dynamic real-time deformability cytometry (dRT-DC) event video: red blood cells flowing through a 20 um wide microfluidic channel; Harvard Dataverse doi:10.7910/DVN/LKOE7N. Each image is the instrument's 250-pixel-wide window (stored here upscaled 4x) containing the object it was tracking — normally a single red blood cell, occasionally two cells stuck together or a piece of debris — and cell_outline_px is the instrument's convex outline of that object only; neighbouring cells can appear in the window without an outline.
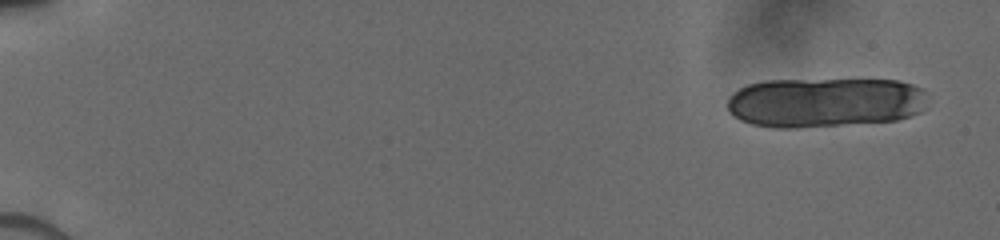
{"species": "human", "species_latin": "Homo sapiens", "temperature_condition": "cold", "stored_images_in_passage": 31, "camera_frame_rate_fps": 3000, "um_per_image_px": 0.085, "donor": {"sex": "male"}, "frame": {"image": 1, "passage_image": 1, "time_ms": 0.0, "image_size_px": [1000, 240], "cell_outline_px": [[928, 108], [920, 112], [896, 120], [796, 128], [772, 128], [752, 124], [740, 120], [728, 108], [728, 96], [732, 92], [748, 84], [764, 80], [900, 80], [924, 88]], "centroid_in_image_um": [70.14, 8.7], "position_along_channel_um": 14.9, "area_um2": 58.55}}
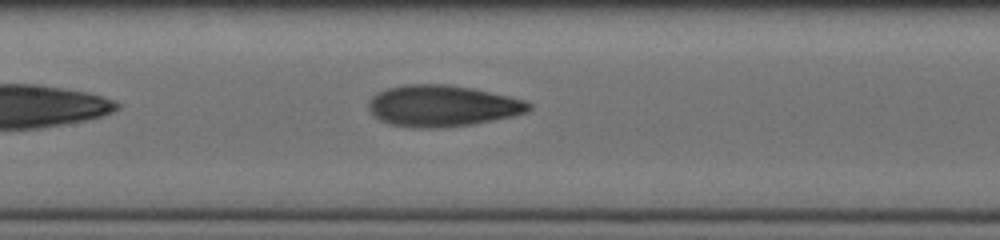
{"frame": {"image": 2, "passage_image": 19, "time_ms": 8.333, "image_size_px": [1000, 240], "cell_outline_px": [[532, 108], [528, 112], [512, 116], [472, 124], [436, 128], [416, 128], [388, 124], [380, 120], [368, 108], [368, 100], [376, 92], [388, 88], [404, 84], [448, 84], [472, 88], [508, 96], [524, 100], [532, 104]], "centroid_in_image_um": [37.57, 8.99], "position_along_channel_um": 169.8, "area_um2": 38.67}}
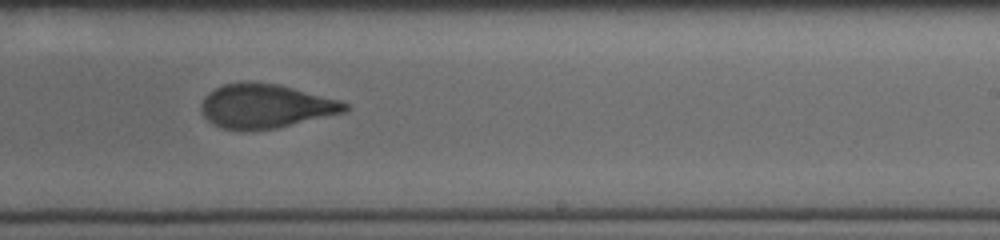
{"frame": {"image": 3, "passage_image": 26, "time_ms": 10.667, "image_size_px": [1000, 240], "cell_outline_px": [[348, 108], [344, 112], [276, 128], [240, 132], [220, 128], [212, 124], [204, 116], [200, 108], [200, 104], [204, 96], [208, 92], [224, 84], [248, 80], [252, 80], [276, 84], [340, 100], [348, 104]], "centroid_in_image_um": [22.49, 9.02], "position_along_channel_um": 266.5, "area_um2": 37.22}}